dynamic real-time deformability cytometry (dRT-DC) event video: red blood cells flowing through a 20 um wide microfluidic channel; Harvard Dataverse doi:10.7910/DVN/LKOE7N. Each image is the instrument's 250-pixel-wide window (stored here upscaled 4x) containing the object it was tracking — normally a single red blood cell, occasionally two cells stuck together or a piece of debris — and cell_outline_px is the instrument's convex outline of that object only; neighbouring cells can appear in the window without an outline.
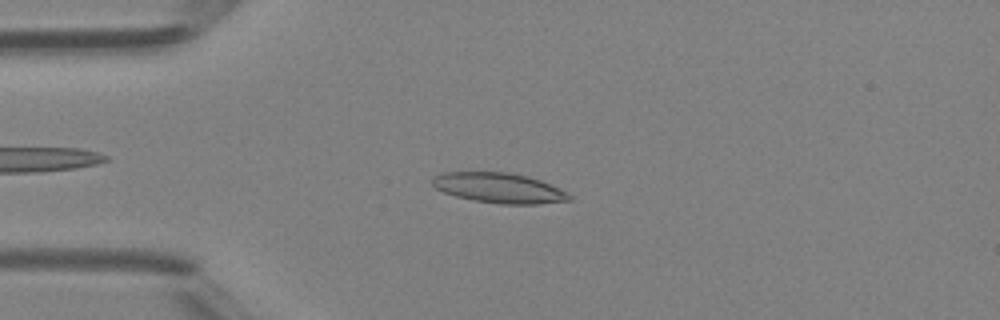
{"species": "Egyptian fruit bat (a non-hibernating species)", "species_latin": "Rousettus aegyptiacus", "temperature_condition": "room temperature", "stored_images_in_passage": 42, "camera_frame_rate_fps": 3000, "um_per_image_px": 0.085, "animal": {"sex": "female"}, "frame": {"image": 1, "passage_image": 7, "time_ms": 2.0, "image_size_px": [1000, 320], "cell_outline_px": [[572, 200], [536, 204], [500, 204], [472, 200], [456, 196], [444, 192], [436, 188], [432, 184], [432, 176], [440, 172], [508, 172], [528, 176], [540, 180], [560, 188], [568, 192], [572, 196]], "centroid_in_image_um": [42.42, 15.97], "position_along_channel_um": 42.6, "area_um2": 24.22}}
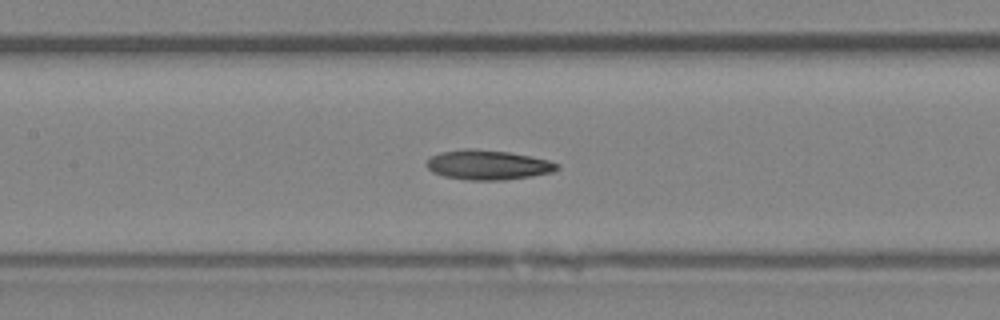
{"frame": {"image": 2, "passage_image": 17, "time_ms": 5.333, "image_size_px": [1000, 320], "cell_outline_px": [[560, 168], [552, 172], [532, 176], [504, 180], [468, 180], [444, 176], [432, 172], [424, 164], [428, 156], [440, 152], [464, 148], [472, 148], [508, 152], [532, 156], [548, 160], [560, 164]], "centroid_in_image_um": [41.44, 14.01], "position_along_channel_um": 166.0, "area_um2": 22.89}}
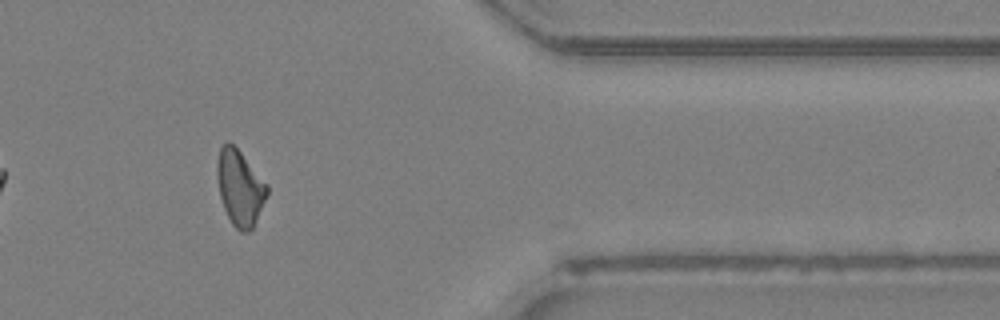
{"frame": {"image": 3, "passage_image": 34, "time_ms": 11.0, "image_size_px": [1000, 320], "cell_outline_px": [[268, 192], [252, 228], [248, 232], [240, 232], [232, 224], [224, 208], [220, 196], [216, 172], [216, 164], [220, 148], [228, 140], [240, 152], [268, 184]], "centroid_in_image_um": [20.37, 15.95], "position_along_channel_um": 391.0, "area_um2": 21.68}, "authors_computed_cell_mechanics": {"area_um2": 22.1085, "velocity_mm_per_s": 4.3813, "shape_relaxation_time_tau1_ms": 8.456, "shape_relaxation_time_tau2_ms": null, "deformation_change_tau1": 0.1824, "deformation_change_tau2": null}}